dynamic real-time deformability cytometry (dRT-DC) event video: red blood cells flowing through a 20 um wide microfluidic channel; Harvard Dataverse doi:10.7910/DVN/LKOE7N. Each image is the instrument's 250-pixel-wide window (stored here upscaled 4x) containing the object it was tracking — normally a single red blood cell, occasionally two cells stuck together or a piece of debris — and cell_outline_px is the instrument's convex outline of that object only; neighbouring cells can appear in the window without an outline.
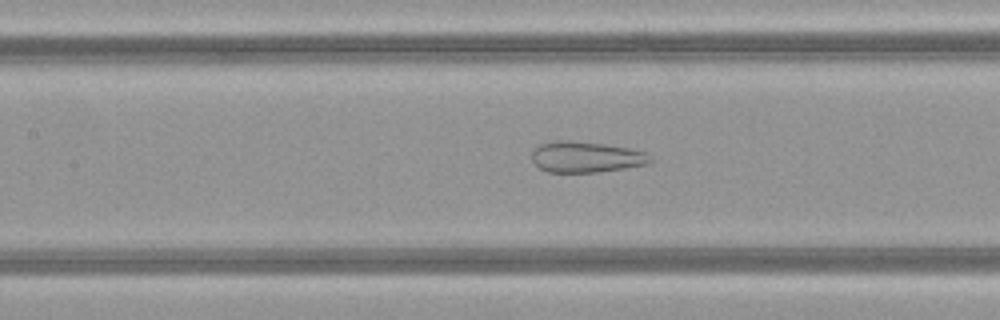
{"species": "common noctule bat (a hibernating species)", "species_latin": "Nyctalus noctula", "temperature_condition": "warm", "stored_images_in_passage": 40, "camera_frame_rate_fps": 3000, "um_per_image_px": 0.085, "animal": {"sex": "female", "body_mass_g": 21.9}, "frame": {"image": 1, "passage_image": 13, "time_ms": 4.0, "image_size_px": [1000, 320], "cell_outline_px": [[652, 160], [648, 164], [600, 172], [548, 172], [540, 168], [532, 160], [532, 148], [540, 144], [556, 140], [568, 140], [604, 144], [628, 148], [644, 152], [652, 156]], "centroid_in_image_um": [49.79, 13.34], "position_along_channel_um": 157.6, "area_um2": 21.39}}
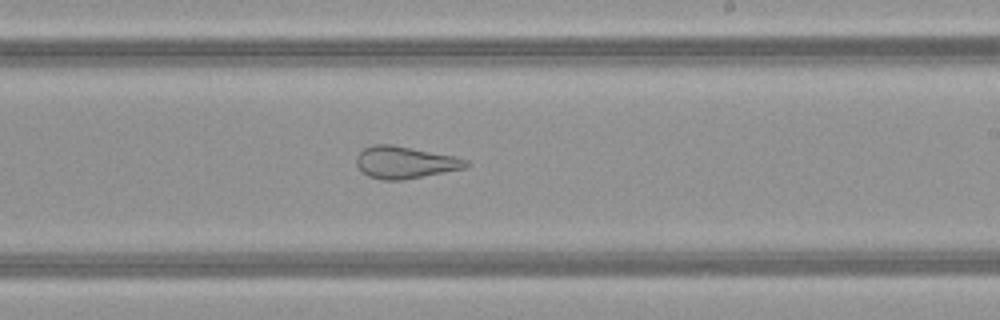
{"frame": {"image": 2, "passage_image": 20, "time_ms": 6.333, "image_size_px": [1000, 320], "cell_outline_px": [[472, 164], [464, 168], [404, 180], [380, 180], [368, 176], [356, 164], [356, 156], [364, 148], [372, 144], [392, 144], [456, 156], [468, 160]], "centroid_in_image_um": [34.44, 13.8], "position_along_channel_um": 254.6, "area_um2": 20.63}}
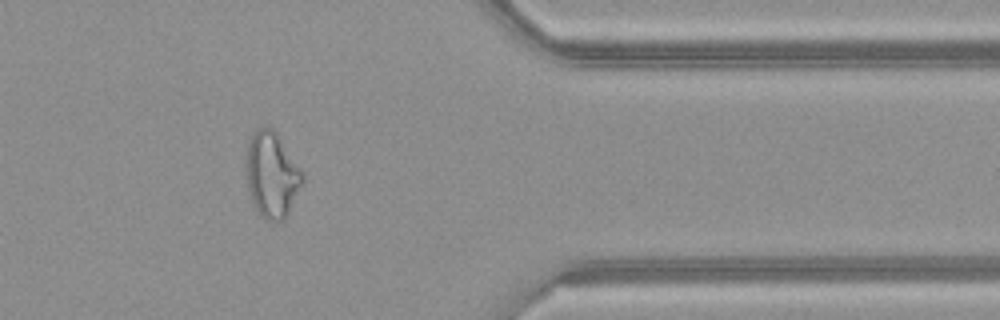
{"frame": {"image": 3, "passage_image": 31, "time_ms": 10.0, "image_size_px": [1000, 320], "cell_outline_px": [[304, 180], [284, 220], [268, 220], [260, 216], [252, 200], [248, 188], [244, 168], [244, 152], [248, 136], [256, 128], [268, 124], [276, 132], [304, 172]], "centroid_in_image_um": [23.05, 14.76], "position_along_channel_um": 388.3, "area_um2": 28.84}, "authors_computed_cell_mechanics": {"area_um2": 27.5706, "velocity_mm_per_s": 4.1706, "shape_relaxation_time_tau1_ms": null, "shape_relaxation_time_tau2_ms": 1.4108, "deformation_change_tau1": null, "deformation_change_tau2": 0.1163}}